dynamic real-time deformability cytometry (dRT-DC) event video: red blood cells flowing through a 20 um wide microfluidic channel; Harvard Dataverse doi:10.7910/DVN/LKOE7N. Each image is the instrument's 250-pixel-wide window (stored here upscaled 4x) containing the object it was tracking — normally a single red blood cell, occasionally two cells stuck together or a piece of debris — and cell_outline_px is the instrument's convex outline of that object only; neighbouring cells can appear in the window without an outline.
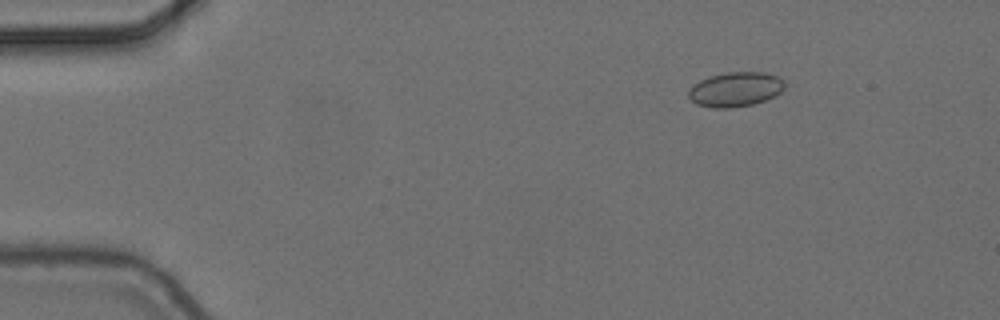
{"species": "common noctule bat (a hibernating species)", "species_latin": "Nyctalus noctula", "temperature_condition": "cold", "stored_images_in_passage": 10, "camera_frame_rate_fps": 3000, "um_per_image_px": 0.085, "animal": {"sex": "female", "body_mass_g": 24.6, "forearm_length_mm": 56.2}, "frame": {"image": 1, "passage_image": 3, "time_ms": 0.667, "image_size_px": [1000, 320], "cell_outline_px": [[784, 88], [780, 92], [764, 100], [752, 104], [728, 108], [712, 108], [696, 104], [688, 96], [688, 88], [700, 80], [708, 76], [728, 72], [764, 72], [776, 76], [784, 84]], "centroid_in_image_um": [62.44, 7.59], "position_along_channel_um": 22.6, "area_um2": 19.19}}
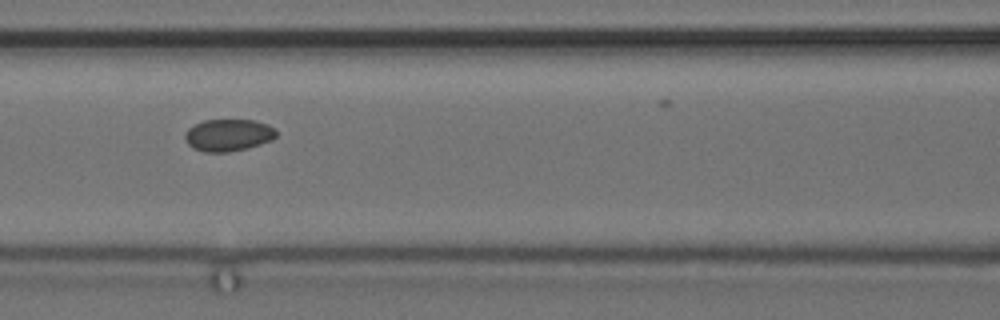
{"frame": {"image": 2, "passage_image": 7, "time_ms": 2.0, "image_size_px": [1000, 320], "cell_outline_px": [[276, 136], [272, 140], [248, 148], [228, 152], [204, 152], [192, 148], [184, 140], [184, 132], [188, 128], [204, 120], [256, 120], [268, 124], [276, 128]], "centroid_in_image_um": [19.4, 11.48], "position_along_channel_um": 147.2, "area_um2": 17.28}}
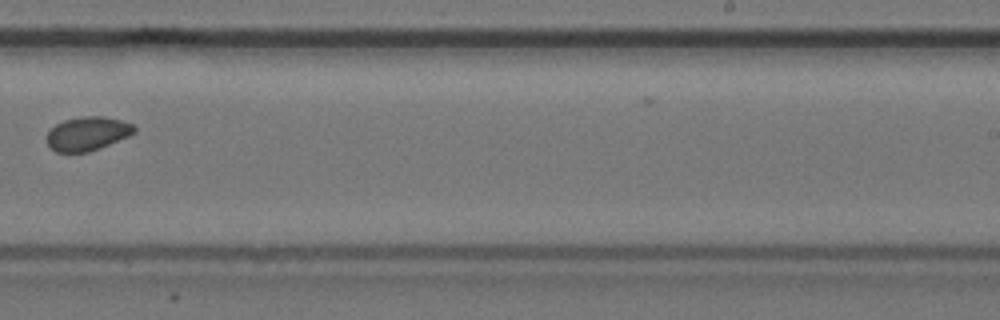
{"frame": {"image": 3, "passage_image": 10, "time_ms": 3.0, "image_size_px": [1000, 320], "cell_outline_px": [[136, 132], [128, 136], [100, 148], [88, 152], [56, 152], [48, 144], [48, 132], [56, 124], [64, 120], [80, 116], [104, 116], [120, 120], [132, 124], [136, 128]], "centroid_in_image_um": [7.45, 11.35], "position_along_channel_um": 281.5, "area_um2": 17.11}}